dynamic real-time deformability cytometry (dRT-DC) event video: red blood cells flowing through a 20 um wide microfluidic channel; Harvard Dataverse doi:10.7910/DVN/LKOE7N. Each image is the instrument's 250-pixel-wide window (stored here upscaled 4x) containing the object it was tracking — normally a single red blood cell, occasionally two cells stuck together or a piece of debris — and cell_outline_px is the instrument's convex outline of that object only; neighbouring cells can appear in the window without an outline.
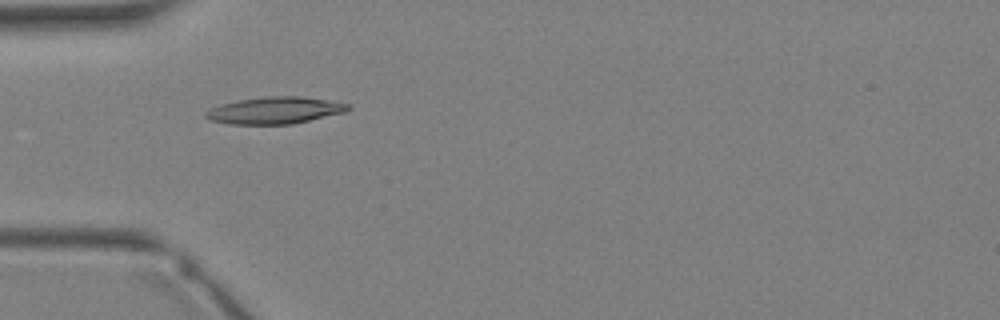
{"species": "Egyptian fruit bat (a non-hibernating species)", "species_latin": "Rousettus aegyptiacus", "temperature_condition": "warm", "stored_images_in_passage": 24, "camera_frame_rate_fps": 3000, "um_per_image_px": 0.085, "animal": {"sex": "female"}, "frame": {"image": 1, "passage_image": 1, "time_ms": 0.0, "image_size_px": [1000, 320], "cell_outline_px": [[352, 108], [344, 112], [292, 124], [228, 124], [208, 120], [204, 116], [204, 112], [212, 108], [224, 104], [240, 100], [268, 96], [300, 96], [352, 104]], "centroid_in_image_um": [23.37, 9.39], "position_along_channel_um": 61.6, "area_um2": 22.14}}
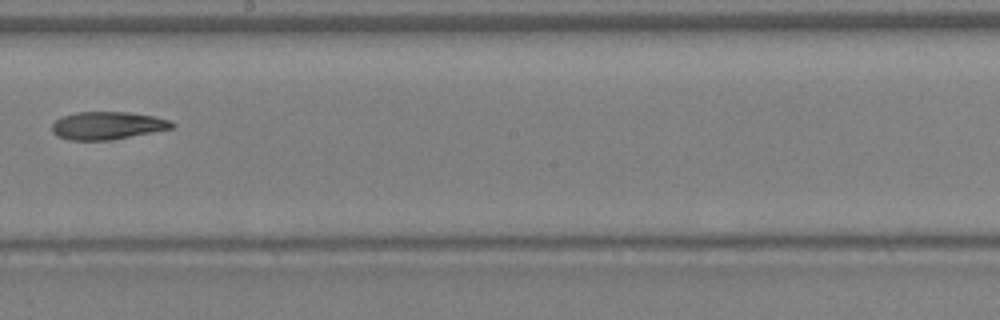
{"frame": {"image": 2, "passage_image": 10, "time_ms": 3.0, "image_size_px": [1000, 320], "cell_outline_px": [[176, 124], [172, 128], [112, 140], [68, 140], [56, 136], [52, 132], [52, 124], [56, 120], [64, 116], [76, 112], [128, 112], [152, 116], [172, 120]], "centroid_in_image_um": [9.12, 10.68], "position_along_channel_um": 239.1, "area_um2": 19.42}}
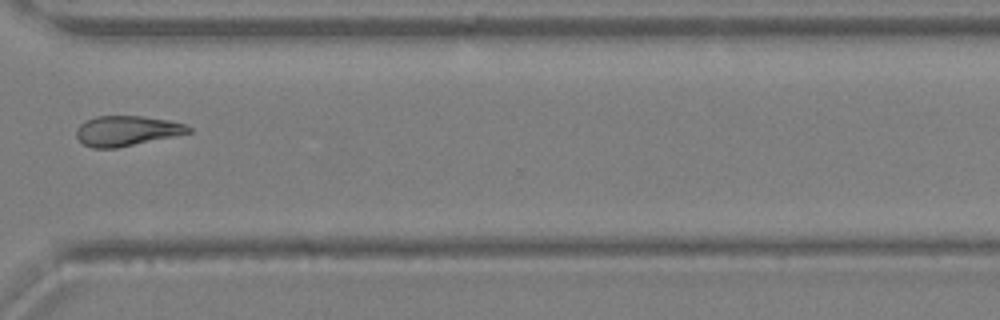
{"frame": {"image": 3, "passage_image": 16, "time_ms": 5.0, "image_size_px": [1000, 320], "cell_outline_px": [[192, 132], [116, 148], [92, 148], [84, 144], [76, 136], [76, 128], [84, 120], [96, 116], [144, 116], [168, 120], [184, 124], [192, 128]], "centroid_in_image_um": [10.74, 11.11], "position_along_channel_um": 359.9, "area_um2": 19.59}}